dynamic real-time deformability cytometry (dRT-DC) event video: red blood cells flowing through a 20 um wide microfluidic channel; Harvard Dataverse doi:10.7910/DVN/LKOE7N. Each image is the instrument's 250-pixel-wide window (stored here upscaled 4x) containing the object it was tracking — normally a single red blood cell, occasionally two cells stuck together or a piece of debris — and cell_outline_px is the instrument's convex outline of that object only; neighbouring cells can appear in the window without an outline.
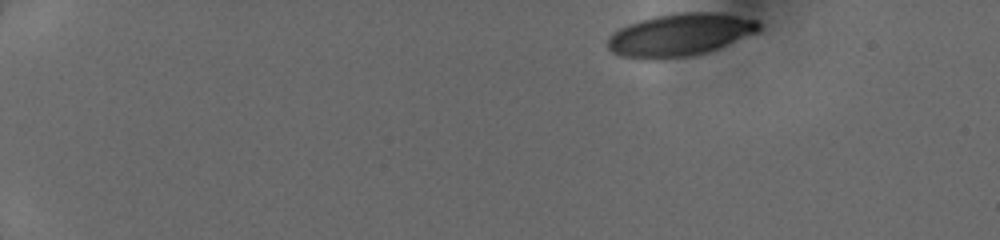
{"species": "human", "species_latin": "Homo sapiens", "temperature_condition": "cold", "stored_images_in_passage": 43, "camera_frame_rate_fps": 3000, "um_per_image_px": 0.085, "donor": {"sex": "female"}, "frame": {"image": 1, "passage_image": 1, "time_ms": 0.0, "image_size_px": [1000, 240], "cell_outline_px": [[764, 28], [760, 32], [716, 48], [704, 52], [688, 56], [656, 60], [644, 60], [620, 56], [612, 52], [608, 48], [608, 36], [612, 32], [628, 24], [640, 20], [656, 16], [676, 12], [716, 12], [756, 20]], "centroid_in_image_um": [57.77, 2.96], "position_along_channel_um": 27.2, "area_um2": 37.69}}
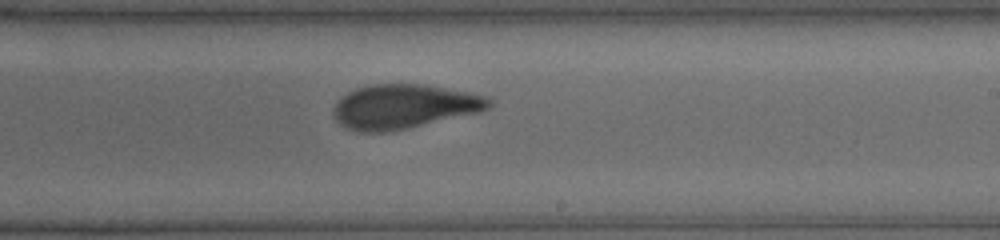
{"frame": {"image": 2, "passage_image": 26, "time_ms": 8.333, "image_size_px": [1000, 240], "cell_outline_px": [[492, 104], [488, 108], [480, 112], [408, 128], [384, 132], [364, 132], [344, 128], [336, 120], [332, 112], [332, 108], [340, 96], [356, 88], [368, 84], [424, 84], [468, 92], [484, 96], [492, 100]], "centroid_in_image_um": [34.29, 9.05], "position_along_channel_um": 254.7, "area_um2": 40.29}}
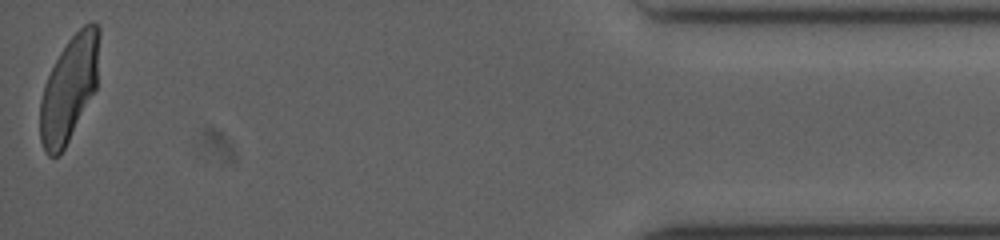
{"frame": {"image": 3, "passage_image": 43, "time_ms": 14.0, "image_size_px": [1000, 240], "cell_outline_px": [[100, 36], [96, 88], [60, 156], [48, 156], [44, 152], [40, 140], [40, 100], [44, 84], [60, 52], [68, 40], [84, 24], [92, 20], [100, 28]], "centroid_in_image_um": [5.87, 7.52], "position_along_channel_um": 429.3, "area_um2": 36.18}}